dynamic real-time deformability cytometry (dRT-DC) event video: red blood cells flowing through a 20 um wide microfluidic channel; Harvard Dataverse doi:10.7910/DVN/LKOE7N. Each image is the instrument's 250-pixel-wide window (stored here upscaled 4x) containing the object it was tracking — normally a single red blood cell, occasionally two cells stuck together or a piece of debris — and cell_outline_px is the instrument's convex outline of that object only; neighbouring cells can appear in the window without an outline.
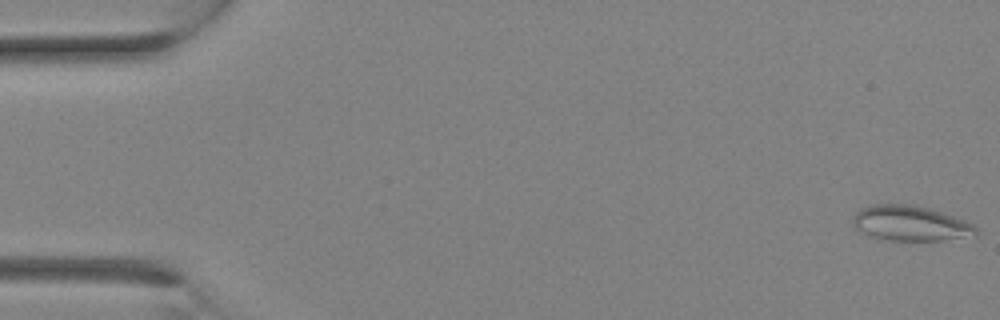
{"species": "Egyptian fruit bat (a non-hibernating species)", "species_latin": "Rousettus aegyptiacus", "temperature_condition": "room temperature", "stored_images_in_passage": 12, "camera_frame_rate_fps": 3000, "um_per_image_px": 0.085, "animal": {"sex": "female"}, "frame": {"image": 1, "passage_image": 1, "time_ms": 0.0, "image_size_px": [1000, 320], "cell_outline_px": [[976, 236], [940, 240], [888, 240], [868, 236], [856, 228], [852, 224], [852, 220], [856, 212], [860, 208], [872, 204], [916, 204], [932, 208], [964, 220], [972, 224], [976, 228]], "centroid_in_image_um": [77.36, 18.97], "position_along_channel_um": 7.6, "area_um2": 25.43}}
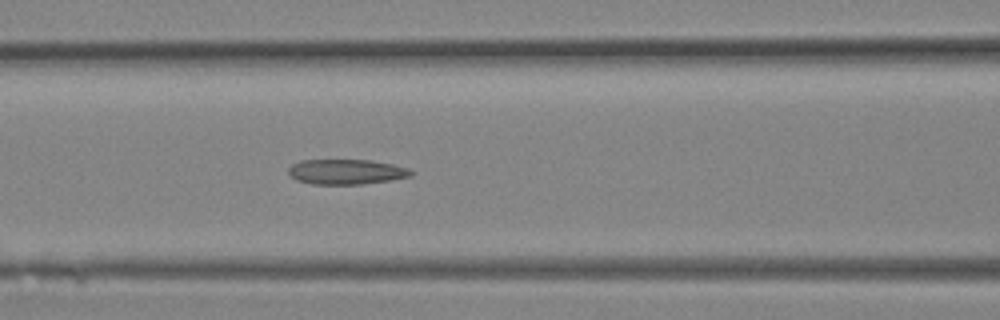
{"frame": {"image": 2, "passage_image": 12, "time_ms": 3.667, "image_size_px": [1000, 320], "cell_outline_px": [[416, 172], [412, 176], [364, 184], [312, 184], [296, 180], [288, 172], [288, 168], [292, 164], [300, 160], [372, 160], [392, 164], [408, 168]], "centroid_in_image_um": [29.45, 14.6], "position_along_channel_um": 137.2, "area_um2": 17.98}}